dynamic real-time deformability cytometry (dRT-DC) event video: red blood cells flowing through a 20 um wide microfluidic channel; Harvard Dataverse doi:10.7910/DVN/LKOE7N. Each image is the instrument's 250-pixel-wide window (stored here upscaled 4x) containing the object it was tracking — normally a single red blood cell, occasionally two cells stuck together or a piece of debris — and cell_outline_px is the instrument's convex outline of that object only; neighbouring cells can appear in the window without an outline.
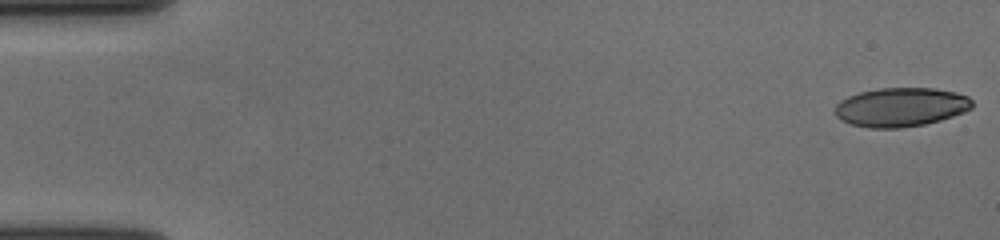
{"species": "human", "species_latin": "Homo sapiens", "temperature_condition": "cold", "stored_images_in_passage": 57, "camera_frame_rate_fps": 3000, "um_per_image_px": 0.085, "donor": {"sex": "female"}, "frame": {"image": 1, "passage_image": 1, "time_ms": 0.0, "image_size_px": [1000, 240], "cell_outline_px": [[972, 108], [964, 112], [940, 120], [924, 124], [900, 128], [868, 128], [852, 124], [840, 120], [836, 116], [836, 104], [840, 100], [848, 96], [860, 92], [876, 88], [936, 88], [956, 92], [968, 96], [972, 100]], "centroid_in_image_um": [76.57, 9.1], "position_along_channel_um": 8.4, "area_um2": 31.27}}
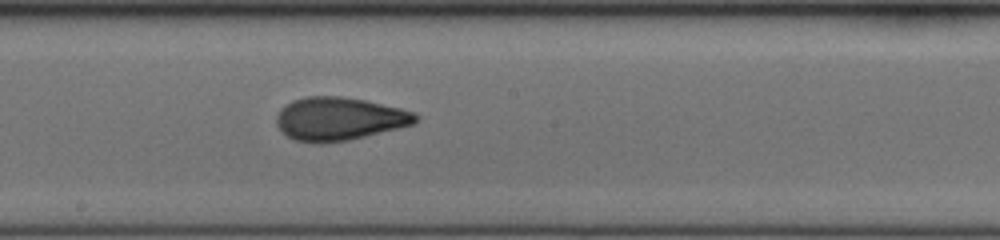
{"frame": {"image": 2, "passage_image": 32, "time_ms": 10.333, "image_size_px": [1000, 240], "cell_outline_px": [[420, 116], [412, 124], [348, 140], [320, 144], [316, 144], [292, 140], [280, 132], [276, 124], [276, 116], [280, 108], [292, 100], [308, 96], [340, 96], [364, 100], [400, 108], [416, 112]], "centroid_in_image_um": [28.75, 10.11], "position_along_channel_um": 219.4, "area_um2": 35.14}}
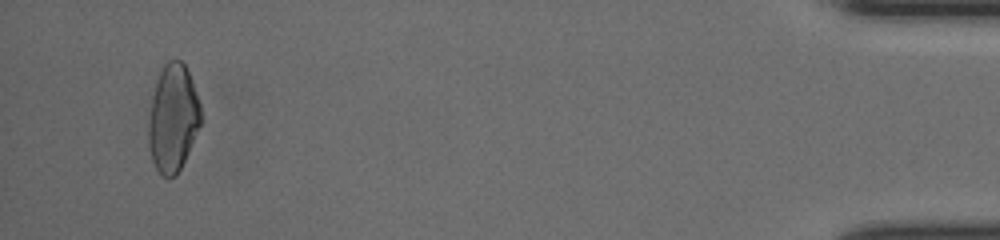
{"frame": {"image": 3, "passage_image": 55, "time_ms": 18.0, "image_size_px": [1000, 240], "cell_outline_px": [[200, 124], [184, 160], [176, 176], [164, 176], [156, 168], [152, 160], [148, 140], [148, 124], [152, 100], [156, 80], [164, 64], [168, 60], [180, 60], [184, 64], [188, 72], [200, 104]], "centroid_in_image_um": [14.68, 10.03], "position_along_channel_um": 420.5, "area_um2": 32.02}, "authors_computed_cell_mechanics": {"area_um2": 33.4084, "velocity_mm_per_s": 3.6514, "shape_relaxation_time_tau1_ms": 6.4808, "shape_relaxation_time_tau2_ms": 1.4469, "deformation_change_tau1": 0.195, "deformation_change_tau2": 0.0833}}